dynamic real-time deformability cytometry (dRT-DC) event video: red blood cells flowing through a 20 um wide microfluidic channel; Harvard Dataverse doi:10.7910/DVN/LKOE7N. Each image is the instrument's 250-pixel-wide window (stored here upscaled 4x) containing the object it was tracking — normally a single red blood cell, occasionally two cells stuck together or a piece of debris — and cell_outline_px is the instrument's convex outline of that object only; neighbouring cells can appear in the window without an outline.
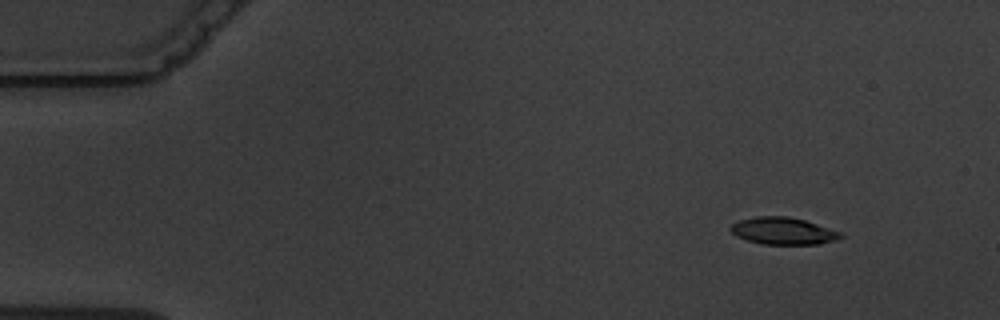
{"species": "common noctule bat (a hibernating species)", "species_latin": "Nyctalus noctula", "temperature_condition": "warm", "stored_images_in_passage": 5, "camera_frame_rate_fps": 3000, "um_per_image_px": 0.085, "animal": {"sex": "male", "body_mass_g": 19.5, "forearm_length_mm": 54.6}, "frame": {"image": 1, "passage_image": 2, "time_ms": 1.333, "image_size_px": [1000, 320], "cell_outline_px": [[844, 236], [836, 240], [820, 244], [760, 244], [736, 236], [728, 228], [732, 224], [740, 220], [756, 216], [788, 216], [804, 220], [840, 232]], "centroid_in_image_um": [66.54, 19.63], "position_along_channel_um": 18.5, "area_um2": 17.28}}
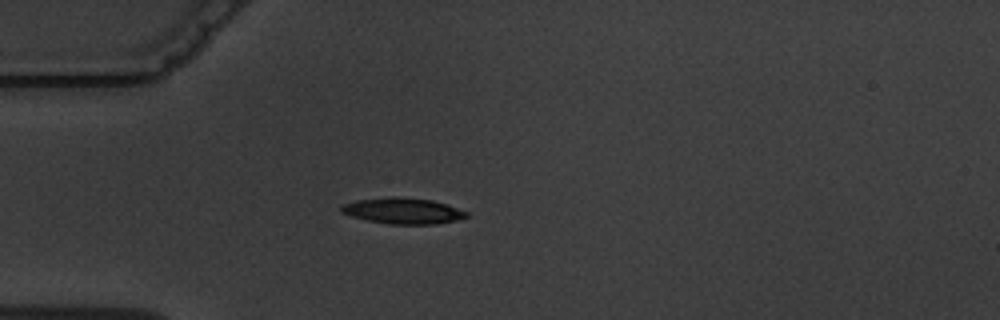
{"frame": {"image": 2, "passage_image": 5, "time_ms": 4.667, "image_size_px": [1000, 320], "cell_outline_px": [[468, 216], [460, 220], [436, 224], [388, 224], [368, 220], [352, 216], [340, 212], [340, 208], [344, 204], [356, 200], [392, 196], [396, 196], [432, 200], [448, 204], [468, 212]], "centroid_in_image_um": [34.29, 17.92], "position_along_channel_um": 50.7, "area_um2": 19.07}}